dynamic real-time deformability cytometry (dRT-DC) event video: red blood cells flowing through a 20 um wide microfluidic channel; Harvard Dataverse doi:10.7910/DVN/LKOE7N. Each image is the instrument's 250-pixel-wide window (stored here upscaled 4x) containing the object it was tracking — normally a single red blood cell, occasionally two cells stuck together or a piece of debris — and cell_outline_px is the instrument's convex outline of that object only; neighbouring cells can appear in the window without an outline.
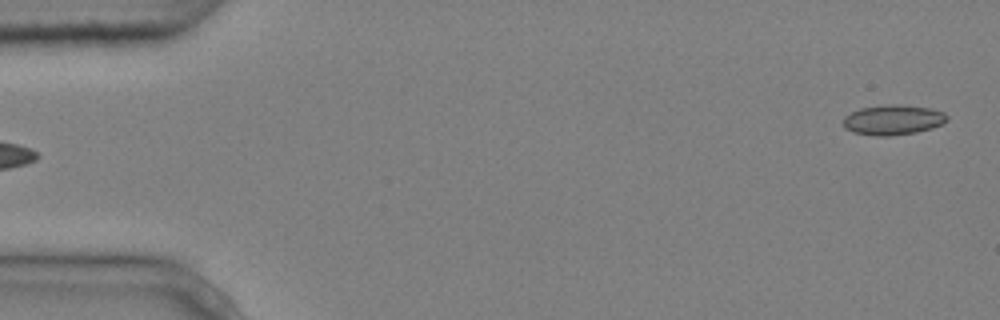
{"species": "common noctule bat (a hibernating species)", "species_latin": "Nyctalus noctula", "temperature_condition": "cold", "stored_images_in_passage": 4, "segment_of_instrument_passage": [2, 2], "camera_frame_rate_fps": 3000, "um_per_image_px": 0.085, "animal": {"sex": "male", "body_mass_g": 20.4}, "frame": {"image": 1, "passage_image": 4, "time_ms": 1.0, "image_size_px": [1000, 320], "cell_outline_px": [[948, 120], [932, 128], [916, 132], [888, 136], [876, 136], [852, 132], [844, 128], [844, 116], [860, 108], [892, 104], [900, 104], [932, 108], [944, 112], [948, 116]], "centroid_in_image_um": [75.92, 10.18], "position_along_channel_um": 9.1, "area_um2": 18.21}}